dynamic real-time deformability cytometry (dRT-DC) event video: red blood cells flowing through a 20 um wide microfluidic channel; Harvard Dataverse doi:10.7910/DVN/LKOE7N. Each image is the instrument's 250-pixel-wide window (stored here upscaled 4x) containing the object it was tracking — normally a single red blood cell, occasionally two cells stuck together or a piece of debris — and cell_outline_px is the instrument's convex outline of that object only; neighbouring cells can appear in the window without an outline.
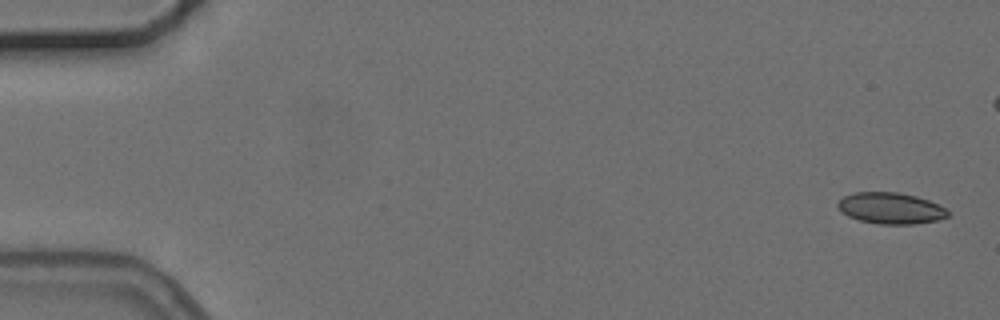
{"species": "common noctule bat (a hibernating species)", "species_latin": "Nyctalus noctula", "temperature_condition": "cold", "stored_images_in_passage": 4, "camera_frame_rate_fps": 3000, "um_per_image_px": 0.085, "animal": {"sex": "female", "body_mass_g": 24.6, "forearm_length_mm": 56.2}, "frame": {"image": 1, "passage_image": 1, "time_ms": 0.0, "image_size_px": [1000, 320], "cell_outline_px": [[948, 216], [936, 220], [912, 224], [880, 224], [860, 220], [848, 216], [836, 204], [844, 196], [856, 192], [896, 192], [916, 196], [928, 200], [944, 208], [948, 212]], "centroid_in_image_um": [75.69, 17.69], "position_along_channel_um": 9.3, "area_um2": 19.65}}